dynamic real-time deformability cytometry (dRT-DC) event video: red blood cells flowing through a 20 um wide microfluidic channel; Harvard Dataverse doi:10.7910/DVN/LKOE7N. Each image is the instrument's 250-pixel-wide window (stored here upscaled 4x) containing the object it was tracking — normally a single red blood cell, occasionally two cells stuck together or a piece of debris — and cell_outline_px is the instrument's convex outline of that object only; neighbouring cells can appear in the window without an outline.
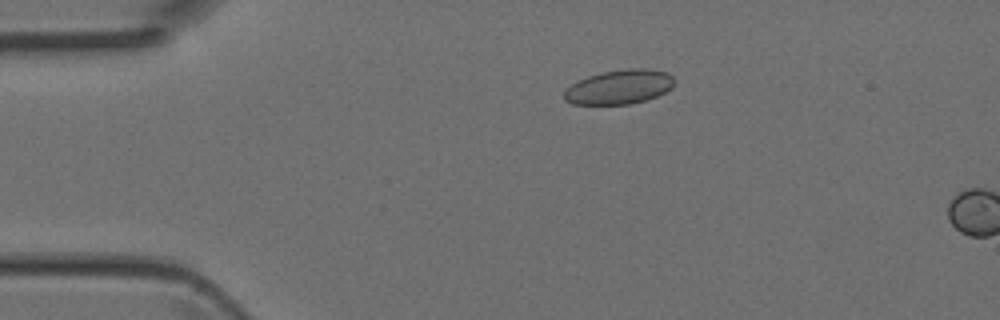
{"species": "Egyptian fruit bat (a non-hibernating species)", "species_latin": "Rousettus aegyptiacus", "temperature_condition": "room temperature", "stored_images_in_passage": 2, "camera_frame_rate_fps": 3000, "um_per_image_px": 0.085, "animal": {"sex": "female"}, "frame": {"image": 1, "passage_image": 1, "time_ms": 0.0, "image_size_px": [1000, 320], "cell_outline_px": [[676, 84], [672, 88], [656, 96], [644, 100], [628, 104], [572, 104], [564, 100], [564, 88], [576, 80], [588, 76], [604, 72], [628, 68], [644, 68], [668, 72], [676, 80]], "centroid_in_image_um": [52.63, 7.38], "position_along_channel_um": 32.4, "area_um2": 22.25}}